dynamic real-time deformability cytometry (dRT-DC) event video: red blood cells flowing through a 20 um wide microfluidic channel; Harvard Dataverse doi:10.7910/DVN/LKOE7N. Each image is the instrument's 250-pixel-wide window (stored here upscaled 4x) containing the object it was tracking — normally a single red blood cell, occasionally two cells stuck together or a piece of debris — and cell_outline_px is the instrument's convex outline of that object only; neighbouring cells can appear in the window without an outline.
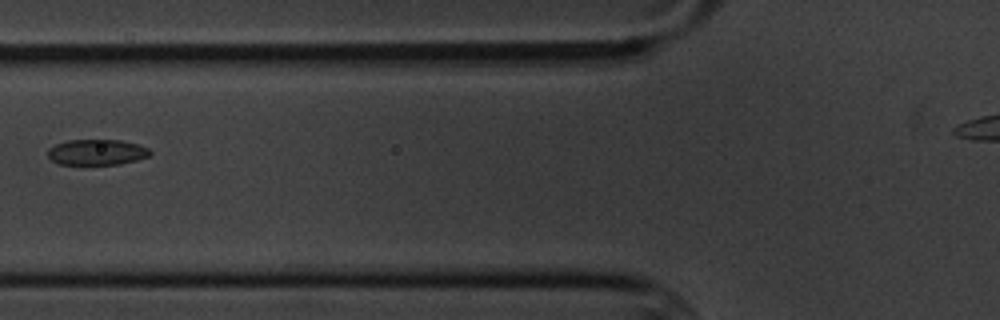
{"species": "common noctule bat (a hibernating species)", "species_latin": "Nyctalus noctula", "temperature_condition": "cold", "stored_images_in_passage": 6, "camera_frame_rate_fps": 3000, "um_per_image_px": 0.085, "animal": {"sex": "male", "body_mass_g": 20.1, "forearm_length_mm": 53.5}, "frame": {"image": 1, "passage_image": 4, "time_ms": 3.667, "image_size_px": [1000, 320], "cell_outline_px": [[152, 152], [148, 156], [136, 160], [120, 164], [60, 164], [52, 160], [48, 156], [48, 148], [56, 144], [68, 140], [120, 140], [136, 144], [148, 148]], "centroid_in_image_um": [8.22, 12.93], "position_along_channel_um": 117.6, "area_um2": 15.14}}
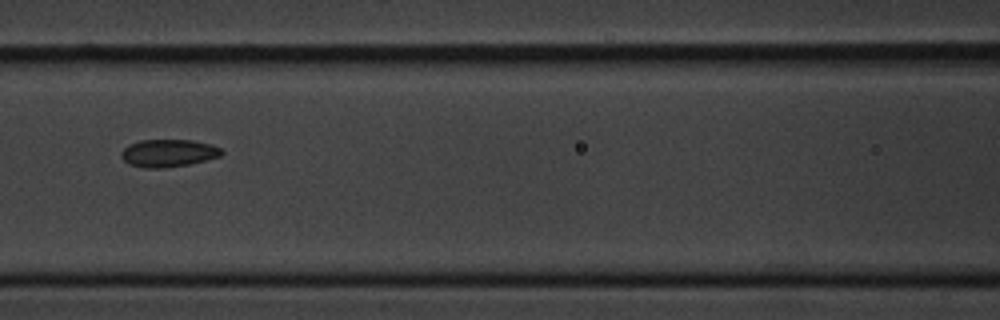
{"frame": {"image": 2, "passage_image": 5, "time_ms": 4.667, "image_size_px": [1000, 320], "cell_outline_px": [[224, 152], [220, 156], [188, 164], [164, 168], [144, 168], [128, 164], [120, 156], [120, 152], [128, 144], [140, 140], [192, 140], [212, 144], [220, 148]], "centroid_in_image_um": [14.27, 13.01], "position_along_channel_um": 152.3, "area_um2": 16.18}}
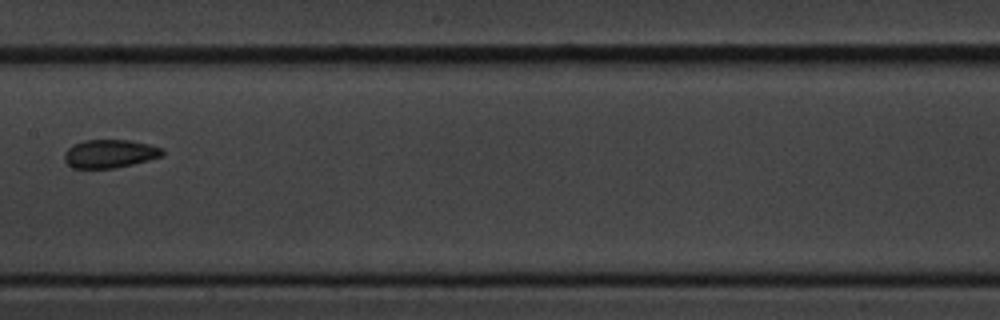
{"frame": {"image": 3, "passage_image": 6, "time_ms": 6.0, "image_size_px": [1000, 320], "cell_outline_px": [[164, 156], [132, 164], [112, 168], [72, 168], [64, 160], [64, 152], [72, 144], [84, 140], [128, 140], [148, 144], [164, 148]], "centroid_in_image_um": [9.33, 13.06], "position_along_channel_um": 198.1, "area_um2": 16.24}}